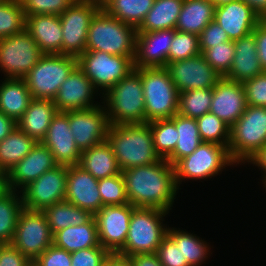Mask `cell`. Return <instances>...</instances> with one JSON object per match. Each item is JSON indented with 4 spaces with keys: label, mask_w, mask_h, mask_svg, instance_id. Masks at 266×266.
Listing matches in <instances>:
<instances>
[{
    "label": "cell",
    "mask_w": 266,
    "mask_h": 266,
    "mask_svg": "<svg viewBox=\"0 0 266 266\" xmlns=\"http://www.w3.org/2000/svg\"><path fill=\"white\" fill-rule=\"evenodd\" d=\"M235 55L225 78L243 83L264 73L253 33L234 41Z\"/></svg>",
    "instance_id": "cell-26"
},
{
    "label": "cell",
    "mask_w": 266,
    "mask_h": 266,
    "mask_svg": "<svg viewBox=\"0 0 266 266\" xmlns=\"http://www.w3.org/2000/svg\"><path fill=\"white\" fill-rule=\"evenodd\" d=\"M175 31L137 32L134 68L166 67Z\"/></svg>",
    "instance_id": "cell-21"
},
{
    "label": "cell",
    "mask_w": 266,
    "mask_h": 266,
    "mask_svg": "<svg viewBox=\"0 0 266 266\" xmlns=\"http://www.w3.org/2000/svg\"><path fill=\"white\" fill-rule=\"evenodd\" d=\"M229 37L223 28L215 21H211L199 35L201 54L208 48L222 42L229 41Z\"/></svg>",
    "instance_id": "cell-50"
},
{
    "label": "cell",
    "mask_w": 266,
    "mask_h": 266,
    "mask_svg": "<svg viewBox=\"0 0 266 266\" xmlns=\"http://www.w3.org/2000/svg\"><path fill=\"white\" fill-rule=\"evenodd\" d=\"M214 10L215 6L211 0H184L175 29L199 36L214 20Z\"/></svg>",
    "instance_id": "cell-31"
},
{
    "label": "cell",
    "mask_w": 266,
    "mask_h": 266,
    "mask_svg": "<svg viewBox=\"0 0 266 266\" xmlns=\"http://www.w3.org/2000/svg\"><path fill=\"white\" fill-rule=\"evenodd\" d=\"M134 266H163L156 253L137 254L130 256Z\"/></svg>",
    "instance_id": "cell-55"
},
{
    "label": "cell",
    "mask_w": 266,
    "mask_h": 266,
    "mask_svg": "<svg viewBox=\"0 0 266 266\" xmlns=\"http://www.w3.org/2000/svg\"><path fill=\"white\" fill-rule=\"evenodd\" d=\"M41 143L48 147L58 165H78L81 151L70 130L69 111L56 114Z\"/></svg>",
    "instance_id": "cell-19"
},
{
    "label": "cell",
    "mask_w": 266,
    "mask_h": 266,
    "mask_svg": "<svg viewBox=\"0 0 266 266\" xmlns=\"http://www.w3.org/2000/svg\"><path fill=\"white\" fill-rule=\"evenodd\" d=\"M65 201L95 215L104 207L98 179L78 165L68 166Z\"/></svg>",
    "instance_id": "cell-23"
},
{
    "label": "cell",
    "mask_w": 266,
    "mask_h": 266,
    "mask_svg": "<svg viewBox=\"0 0 266 266\" xmlns=\"http://www.w3.org/2000/svg\"><path fill=\"white\" fill-rule=\"evenodd\" d=\"M100 9L95 0H75L60 15L63 55L78 58L85 51L90 23Z\"/></svg>",
    "instance_id": "cell-11"
},
{
    "label": "cell",
    "mask_w": 266,
    "mask_h": 266,
    "mask_svg": "<svg viewBox=\"0 0 266 266\" xmlns=\"http://www.w3.org/2000/svg\"><path fill=\"white\" fill-rule=\"evenodd\" d=\"M57 165L48 147L37 142L32 150L6 174L7 188L19 191Z\"/></svg>",
    "instance_id": "cell-20"
},
{
    "label": "cell",
    "mask_w": 266,
    "mask_h": 266,
    "mask_svg": "<svg viewBox=\"0 0 266 266\" xmlns=\"http://www.w3.org/2000/svg\"><path fill=\"white\" fill-rule=\"evenodd\" d=\"M121 173L129 204L170 213L179 192L173 165L160 159L154 164L132 167Z\"/></svg>",
    "instance_id": "cell-1"
},
{
    "label": "cell",
    "mask_w": 266,
    "mask_h": 266,
    "mask_svg": "<svg viewBox=\"0 0 266 266\" xmlns=\"http://www.w3.org/2000/svg\"><path fill=\"white\" fill-rule=\"evenodd\" d=\"M248 106L241 82L222 77L213 88V97L209 111L232 126Z\"/></svg>",
    "instance_id": "cell-22"
},
{
    "label": "cell",
    "mask_w": 266,
    "mask_h": 266,
    "mask_svg": "<svg viewBox=\"0 0 266 266\" xmlns=\"http://www.w3.org/2000/svg\"><path fill=\"white\" fill-rule=\"evenodd\" d=\"M37 142L18 126L0 142V171L8 173Z\"/></svg>",
    "instance_id": "cell-34"
},
{
    "label": "cell",
    "mask_w": 266,
    "mask_h": 266,
    "mask_svg": "<svg viewBox=\"0 0 266 266\" xmlns=\"http://www.w3.org/2000/svg\"><path fill=\"white\" fill-rule=\"evenodd\" d=\"M103 206L129 204L122 173L98 180Z\"/></svg>",
    "instance_id": "cell-44"
},
{
    "label": "cell",
    "mask_w": 266,
    "mask_h": 266,
    "mask_svg": "<svg viewBox=\"0 0 266 266\" xmlns=\"http://www.w3.org/2000/svg\"><path fill=\"white\" fill-rule=\"evenodd\" d=\"M25 16L44 14L60 16L75 0H19Z\"/></svg>",
    "instance_id": "cell-46"
},
{
    "label": "cell",
    "mask_w": 266,
    "mask_h": 266,
    "mask_svg": "<svg viewBox=\"0 0 266 266\" xmlns=\"http://www.w3.org/2000/svg\"><path fill=\"white\" fill-rule=\"evenodd\" d=\"M8 190L6 173L0 171V197Z\"/></svg>",
    "instance_id": "cell-59"
},
{
    "label": "cell",
    "mask_w": 266,
    "mask_h": 266,
    "mask_svg": "<svg viewBox=\"0 0 266 266\" xmlns=\"http://www.w3.org/2000/svg\"><path fill=\"white\" fill-rule=\"evenodd\" d=\"M78 166L98 180L122 172L107 140L82 151Z\"/></svg>",
    "instance_id": "cell-28"
},
{
    "label": "cell",
    "mask_w": 266,
    "mask_h": 266,
    "mask_svg": "<svg viewBox=\"0 0 266 266\" xmlns=\"http://www.w3.org/2000/svg\"><path fill=\"white\" fill-rule=\"evenodd\" d=\"M34 262L37 266H71V253L52 245Z\"/></svg>",
    "instance_id": "cell-51"
},
{
    "label": "cell",
    "mask_w": 266,
    "mask_h": 266,
    "mask_svg": "<svg viewBox=\"0 0 266 266\" xmlns=\"http://www.w3.org/2000/svg\"><path fill=\"white\" fill-rule=\"evenodd\" d=\"M249 5L262 19H266V0H242Z\"/></svg>",
    "instance_id": "cell-58"
},
{
    "label": "cell",
    "mask_w": 266,
    "mask_h": 266,
    "mask_svg": "<svg viewBox=\"0 0 266 266\" xmlns=\"http://www.w3.org/2000/svg\"><path fill=\"white\" fill-rule=\"evenodd\" d=\"M110 125L146 123L141 76L133 70L102 95Z\"/></svg>",
    "instance_id": "cell-3"
},
{
    "label": "cell",
    "mask_w": 266,
    "mask_h": 266,
    "mask_svg": "<svg viewBox=\"0 0 266 266\" xmlns=\"http://www.w3.org/2000/svg\"><path fill=\"white\" fill-rule=\"evenodd\" d=\"M69 125L74 141L81 152L106 141L110 122L105 105L69 111Z\"/></svg>",
    "instance_id": "cell-16"
},
{
    "label": "cell",
    "mask_w": 266,
    "mask_h": 266,
    "mask_svg": "<svg viewBox=\"0 0 266 266\" xmlns=\"http://www.w3.org/2000/svg\"><path fill=\"white\" fill-rule=\"evenodd\" d=\"M53 245L70 253L81 249L101 246L94 216L83 225L69 226L57 231L53 235Z\"/></svg>",
    "instance_id": "cell-30"
},
{
    "label": "cell",
    "mask_w": 266,
    "mask_h": 266,
    "mask_svg": "<svg viewBox=\"0 0 266 266\" xmlns=\"http://www.w3.org/2000/svg\"><path fill=\"white\" fill-rule=\"evenodd\" d=\"M42 212L46 216L52 235L69 226L83 225L94 216L65 200L47 207Z\"/></svg>",
    "instance_id": "cell-35"
},
{
    "label": "cell",
    "mask_w": 266,
    "mask_h": 266,
    "mask_svg": "<svg viewBox=\"0 0 266 266\" xmlns=\"http://www.w3.org/2000/svg\"><path fill=\"white\" fill-rule=\"evenodd\" d=\"M155 0H109L102 8L111 16L136 29L140 26Z\"/></svg>",
    "instance_id": "cell-38"
},
{
    "label": "cell",
    "mask_w": 266,
    "mask_h": 266,
    "mask_svg": "<svg viewBox=\"0 0 266 266\" xmlns=\"http://www.w3.org/2000/svg\"><path fill=\"white\" fill-rule=\"evenodd\" d=\"M202 55L212 68L222 77H225L230 70L235 55L234 41H227L214 45L205 50Z\"/></svg>",
    "instance_id": "cell-45"
},
{
    "label": "cell",
    "mask_w": 266,
    "mask_h": 266,
    "mask_svg": "<svg viewBox=\"0 0 266 266\" xmlns=\"http://www.w3.org/2000/svg\"><path fill=\"white\" fill-rule=\"evenodd\" d=\"M143 85L146 123L178 114L179 92L165 67L135 68Z\"/></svg>",
    "instance_id": "cell-5"
},
{
    "label": "cell",
    "mask_w": 266,
    "mask_h": 266,
    "mask_svg": "<svg viewBox=\"0 0 266 266\" xmlns=\"http://www.w3.org/2000/svg\"><path fill=\"white\" fill-rule=\"evenodd\" d=\"M214 20L236 41L252 33L262 18L244 1L235 0L215 7Z\"/></svg>",
    "instance_id": "cell-24"
},
{
    "label": "cell",
    "mask_w": 266,
    "mask_h": 266,
    "mask_svg": "<svg viewBox=\"0 0 266 266\" xmlns=\"http://www.w3.org/2000/svg\"><path fill=\"white\" fill-rule=\"evenodd\" d=\"M58 112L53 100L32 99L23 116L17 121V126L36 142H41Z\"/></svg>",
    "instance_id": "cell-27"
},
{
    "label": "cell",
    "mask_w": 266,
    "mask_h": 266,
    "mask_svg": "<svg viewBox=\"0 0 266 266\" xmlns=\"http://www.w3.org/2000/svg\"><path fill=\"white\" fill-rule=\"evenodd\" d=\"M184 0H155L137 32L175 29Z\"/></svg>",
    "instance_id": "cell-32"
},
{
    "label": "cell",
    "mask_w": 266,
    "mask_h": 266,
    "mask_svg": "<svg viewBox=\"0 0 266 266\" xmlns=\"http://www.w3.org/2000/svg\"><path fill=\"white\" fill-rule=\"evenodd\" d=\"M77 66V57L43 54L23 79L33 99L53 100L61 84Z\"/></svg>",
    "instance_id": "cell-9"
},
{
    "label": "cell",
    "mask_w": 266,
    "mask_h": 266,
    "mask_svg": "<svg viewBox=\"0 0 266 266\" xmlns=\"http://www.w3.org/2000/svg\"><path fill=\"white\" fill-rule=\"evenodd\" d=\"M42 55L26 30L0 39V71L5 78L23 79Z\"/></svg>",
    "instance_id": "cell-12"
},
{
    "label": "cell",
    "mask_w": 266,
    "mask_h": 266,
    "mask_svg": "<svg viewBox=\"0 0 266 266\" xmlns=\"http://www.w3.org/2000/svg\"><path fill=\"white\" fill-rule=\"evenodd\" d=\"M11 244L30 261H35L53 245V235L42 211L23 209Z\"/></svg>",
    "instance_id": "cell-13"
},
{
    "label": "cell",
    "mask_w": 266,
    "mask_h": 266,
    "mask_svg": "<svg viewBox=\"0 0 266 266\" xmlns=\"http://www.w3.org/2000/svg\"><path fill=\"white\" fill-rule=\"evenodd\" d=\"M17 126V122L0 111V142Z\"/></svg>",
    "instance_id": "cell-56"
},
{
    "label": "cell",
    "mask_w": 266,
    "mask_h": 266,
    "mask_svg": "<svg viewBox=\"0 0 266 266\" xmlns=\"http://www.w3.org/2000/svg\"><path fill=\"white\" fill-rule=\"evenodd\" d=\"M168 213L156 208L135 207L125 245L118 254L130 257L156 253L161 241L167 236L169 226L163 222Z\"/></svg>",
    "instance_id": "cell-6"
},
{
    "label": "cell",
    "mask_w": 266,
    "mask_h": 266,
    "mask_svg": "<svg viewBox=\"0 0 266 266\" xmlns=\"http://www.w3.org/2000/svg\"><path fill=\"white\" fill-rule=\"evenodd\" d=\"M213 88H202L179 93L178 113L188 118H198L209 112Z\"/></svg>",
    "instance_id": "cell-39"
},
{
    "label": "cell",
    "mask_w": 266,
    "mask_h": 266,
    "mask_svg": "<svg viewBox=\"0 0 266 266\" xmlns=\"http://www.w3.org/2000/svg\"><path fill=\"white\" fill-rule=\"evenodd\" d=\"M136 35L135 27L121 22L101 8L90 23L85 51L135 57Z\"/></svg>",
    "instance_id": "cell-4"
},
{
    "label": "cell",
    "mask_w": 266,
    "mask_h": 266,
    "mask_svg": "<svg viewBox=\"0 0 266 266\" xmlns=\"http://www.w3.org/2000/svg\"><path fill=\"white\" fill-rule=\"evenodd\" d=\"M155 150L161 159H167L178 141V131L171 119L155 120L150 122Z\"/></svg>",
    "instance_id": "cell-40"
},
{
    "label": "cell",
    "mask_w": 266,
    "mask_h": 266,
    "mask_svg": "<svg viewBox=\"0 0 266 266\" xmlns=\"http://www.w3.org/2000/svg\"><path fill=\"white\" fill-rule=\"evenodd\" d=\"M25 30L35 40L43 54H62L60 16L37 14L25 16Z\"/></svg>",
    "instance_id": "cell-25"
},
{
    "label": "cell",
    "mask_w": 266,
    "mask_h": 266,
    "mask_svg": "<svg viewBox=\"0 0 266 266\" xmlns=\"http://www.w3.org/2000/svg\"><path fill=\"white\" fill-rule=\"evenodd\" d=\"M211 1L214 3L215 7H218V6L230 3V2L235 1V0H211Z\"/></svg>",
    "instance_id": "cell-60"
},
{
    "label": "cell",
    "mask_w": 266,
    "mask_h": 266,
    "mask_svg": "<svg viewBox=\"0 0 266 266\" xmlns=\"http://www.w3.org/2000/svg\"><path fill=\"white\" fill-rule=\"evenodd\" d=\"M134 208L131 204L104 206L94 215L99 243L109 253L124 247Z\"/></svg>",
    "instance_id": "cell-15"
},
{
    "label": "cell",
    "mask_w": 266,
    "mask_h": 266,
    "mask_svg": "<svg viewBox=\"0 0 266 266\" xmlns=\"http://www.w3.org/2000/svg\"><path fill=\"white\" fill-rule=\"evenodd\" d=\"M202 142H212L228 147L230 140V126L210 111L196 118Z\"/></svg>",
    "instance_id": "cell-42"
},
{
    "label": "cell",
    "mask_w": 266,
    "mask_h": 266,
    "mask_svg": "<svg viewBox=\"0 0 266 266\" xmlns=\"http://www.w3.org/2000/svg\"><path fill=\"white\" fill-rule=\"evenodd\" d=\"M78 67L101 95L128 76L134 68V57L111 55L102 51H84Z\"/></svg>",
    "instance_id": "cell-10"
},
{
    "label": "cell",
    "mask_w": 266,
    "mask_h": 266,
    "mask_svg": "<svg viewBox=\"0 0 266 266\" xmlns=\"http://www.w3.org/2000/svg\"><path fill=\"white\" fill-rule=\"evenodd\" d=\"M237 166L232 160L228 147L212 142H201L198 148L190 155L178 160L173 166L176 184L179 189L187 179L207 180L216 177L227 167Z\"/></svg>",
    "instance_id": "cell-8"
},
{
    "label": "cell",
    "mask_w": 266,
    "mask_h": 266,
    "mask_svg": "<svg viewBox=\"0 0 266 266\" xmlns=\"http://www.w3.org/2000/svg\"><path fill=\"white\" fill-rule=\"evenodd\" d=\"M25 20L19 0H0V39L23 32Z\"/></svg>",
    "instance_id": "cell-41"
},
{
    "label": "cell",
    "mask_w": 266,
    "mask_h": 266,
    "mask_svg": "<svg viewBox=\"0 0 266 266\" xmlns=\"http://www.w3.org/2000/svg\"><path fill=\"white\" fill-rule=\"evenodd\" d=\"M97 95L100 96L101 102L102 95L77 66L61 84L53 103L59 112L86 110L102 104V102L94 101Z\"/></svg>",
    "instance_id": "cell-18"
},
{
    "label": "cell",
    "mask_w": 266,
    "mask_h": 266,
    "mask_svg": "<svg viewBox=\"0 0 266 266\" xmlns=\"http://www.w3.org/2000/svg\"><path fill=\"white\" fill-rule=\"evenodd\" d=\"M167 236L181 248L183 259H187L189 266H202L207 262L212 247L197 234L188 232L186 229L184 231L180 228L168 227Z\"/></svg>",
    "instance_id": "cell-33"
},
{
    "label": "cell",
    "mask_w": 266,
    "mask_h": 266,
    "mask_svg": "<svg viewBox=\"0 0 266 266\" xmlns=\"http://www.w3.org/2000/svg\"><path fill=\"white\" fill-rule=\"evenodd\" d=\"M171 120L175 123L179 137L176 148L166 161L174 165L178 160L194 152L201 144L202 140L195 118L184 117L178 113L174 115Z\"/></svg>",
    "instance_id": "cell-36"
},
{
    "label": "cell",
    "mask_w": 266,
    "mask_h": 266,
    "mask_svg": "<svg viewBox=\"0 0 266 266\" xmlns=\"http://www.w3.org/2000/svg\"><path fill=\"white\" fill-rule=\"evenodd\" d=\"M99 6L102 8L109 0H95Z\"/></svg>",
    "instance_id": "cell-61"
},
{
    "label": "cell",
    "mask_w": 266,
    "mask_h": 266,
    "mask_svg": "<svg viewBox=\"0 0 266 266\" xmlns=\"http://www.w3.org/2000/svg\"><path fill=\"white\" fill-rule=\"evenodd\" d=\"M156 254L163 266H189L187 259H183L181 248L168 236L161 241Z\"/></svg>",
    "instance_id": "cell-49"
},
{
    "label": "cell",
    "mask_w": 266,
    "mask_h": 266,
    "mask_svg": "<svg viewBox=\"0 0 266 266\" xmlns=\"http://www.w3.org/2000/svg\"><path fill=\"white\" fill-rule=\"evenodd\" d=\"M179 93L214 88L222 78L202 54L190 59L168 63L165 67Z\"/></svg>",
    "instance_id": "cell-17"
},
{
    "label": "cell",
    "mask_w": 266,
    "mask_h": 266,
    "mask_svg": "<svg viewBox=\"0 0 266 266\" xmlns=\"http://www.w3.org/2000/svg\"><path fill=\"white\" fill-rule=\"evenodd\" d=\"M103 266H134L132 259L128 256H123L118 253H110Z\"/></svg>",
    "instance_id": "cell-57"
},
{
    "label": "cell",
    "mask_w": 266,
    "mask_h": 266,
    "mask_svg": "<svg viewBox=\"0 0 266 266\" xmlns=\"http://www.w3.org/2000/svg\"><path fill=\"white\" fill-rule=\"evenodd\" d=\"M265 145L266 108L248 105L230 128L229 154L237 165H243Z\"/></svg>",
    "instance_id": "cell-7"
},
{
    "label": "cell",
    "mask_w": 266,
    "mask_h": 266,
    "mask_svg": "<svg viewBox=\"0 0 266 266\" xmlns=\"http://www.w3.org/2000/svg\"><path fill=\"white\" fill-rule=\"evenodd\" d=\"M30 262L12 244H0V266H27Z\"/></svg>",
    "instance_id": "cell-52"
},
{
    "label": "cell",
    "mask_w": 266,
    "mask_h": 266,
    "mask_svg": "<svg viewBox=\"0 0 266 266\" xmlns=\"http://www.w3.org/2000/svg\"><path fill=\"white\" fill-rule=\"evenodd\" d=\"M247 164H253V166L258 167L259 170H261V173H263L262 184H264L263 186L266 187V145L261 148L255 155H253L247 162Z\"/></svg>",
    "instance_id": "cell-54"
},
{
    "label": "cell",
    "mask_w": 266,
    "mask_h": 266,
    "mask_svg": "<svg viewBox=\"0 0 266 266\" xmlns=\"http://www.w3.org/2000/svg\"><path fill=\"white\" fill-rule=\"evenodd\" d=\"M31 93L24 79L3 78L0 83V111L16 122L23 116L30 102Z\"/></svg>",
    "instance_id": "cell-29"
},
{
    "label": "cell",
    "mask_w": 266,
    "mask_h": 266,
    "mask_svg": "<svg viewBox=\"0 0 266 266\" xmlns=\"http://www.w3.org/2000/svg\"><path fill=\"white\" fill-rule=\"evenodd\" d=\"M109 254L102 246L74 251L71 253V266H103Z\"/></svg>",
    "instance_id": "cell-48"
},
{
    "label": "cell",
    "mask_w": 266,
    "mask_h": 266,
    "mask_svg": "<svg viewBox=\"0 0 266 266\" xmlns=\"http://www.w3.org/2000/svg\"><path fill=\"white\" fill-rule=\"evenodd\" d=\"M23 209L19 191L8 189L0 197V244H11L19 214Z\"/></svg>",
    "instance_id": "cell-37"
},
{
    "label": "cell",
    "mask_w": 266,
    "mask_h": 266,
    "mask_svg": "<svg viewBox=\"0 0 266 266\" xmlns=\"http://www.w3.org/2000/svg\"><path fill=\"white\" fill-rule=\"evenodd\" d=\"M200 54L198 35L175 31L168 53V63L190 59Z\"/></svg>",
    "instance_id": "cell-43"
},
{
    "label": "cell",
    "mask_w": 266,
    "mask_h": 266,
    "mask_svg": "<svg viewBox=\"0 0 266 266\" xmlns=\"http://www.w3.org/2000/svg\"><path fill=\"white\" fill-rule=\"evenodd\" d=\"M106 140L121 171L161 159L155 150L150 123L110 125Z\"/></svg>",
    "instance_id": "cell-2"
},
{
    "label": "cell",
    "mask_w": 266,
    "mask_h": 266,
    "mask_svg": "<svg viewBox=\"0 0 266 266\" xmlns=\"http://www.w3.org/2000/svg\"><path fill=\"white\" fill-rule=\"evenodd\" d=\"M247 104L266 108V73L242 83Z\"/></svg>",
    "instance_id": "cell-47"
},
{
    "label": "cell",
    "mask_w": 266,
    "mask_h": 266,
    "mask_svg": "<svg viewBox=\"0 0 266 266\" xmlns=\"http://www.w3.org/2000/svg\"><path fill=\"white\" fill-rule=\"evenodd\" d=\"M27 266H37L34 261H31Z\"/></svg>",
    "instance_id": "cell-62"
},
{
    "label": "cell",
    "mask_w": 266,
    "mask_h": 266,
    "mask_svg": "<svg viewBox=\"0 0 266 266\" xmlns=\"http://www.w3.org/2000/svg\"><path fill=\"white\" fill-rule=\"evenodd\" d=\"M68 166L57 165L19 190L23 206L31 211H43L65 200Z\"/></svg>",
    "instance_id": "cell-14"
},
{
    "label": "cell",
    "mask_w": 266,
    "mask_h": 266,
    "mask_svg": "<svg viewBox=\"0 0 266 266\" xmlns=\"http://www.w3.org/2000/svg\"><path fill=\"white\" fill-rule=\"evenodd\" d=\"M257 47L258 59L264 72L266 71V19H262L253 32Z\"/></svg>",
    "instance_id": "cell-53"
}]
</instances>
